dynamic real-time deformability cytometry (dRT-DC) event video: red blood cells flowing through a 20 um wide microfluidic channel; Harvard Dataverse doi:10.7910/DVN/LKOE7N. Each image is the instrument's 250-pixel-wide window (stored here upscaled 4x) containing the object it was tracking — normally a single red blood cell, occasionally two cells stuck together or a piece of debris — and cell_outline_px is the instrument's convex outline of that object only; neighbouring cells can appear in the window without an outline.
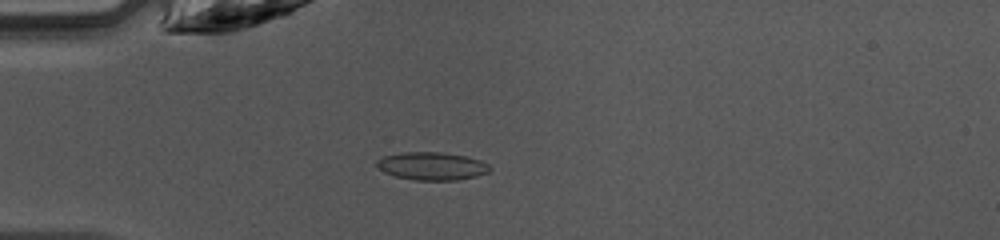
{"species": "common noctule bat (a hibernating species)", "species_latin": "Nyctalus noctula", "temperature_condition": "warm", "stored_images_in_passage": 47, "camera_frame_rate_fps": 3000, "um_per_image_px": 0.085, "animal": {"sex": "female", "body_mass_g": 10.0, "forearm_length_mm": 53.1}, "frame": {"image": 1, "passage_image": 13, "time_ms": 4.0, "image_size_px": [1000, 240], "cell_outline_px": [[492, 168], [488, 172], [476, 176], [456, 180], [416, 180], [396, 176], [384, 172], [376, 164], [376, 160], [384, 156], [404, 152], [440, 152], [468, 156], [480, 160], [488, 164]], "centroid_in_image_um": [36.74, 14.11], "position_along_channel_um": 48.3, "area_um2": 18.32}}
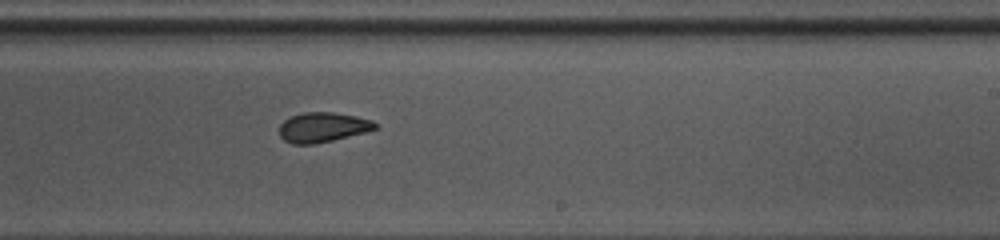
{"frame": {"image": 2, "passage_image": 29, "time_ms": 9.333, "image_size_px": [1000, 240], "cell_outline_px": [[380, 124], [376, 128], [364, 132], [332, 140], [312, 144], [292, 144], [284, 140], [280, 136], [280, 124], [284, 120], [292, 116], [304, 112], [332, 112], [356, 116], [372, 120]], "centroid_in_image_um": [27.43, 10.81], "position_along_channel_um": 261.6, "area_um2": 16.53}}
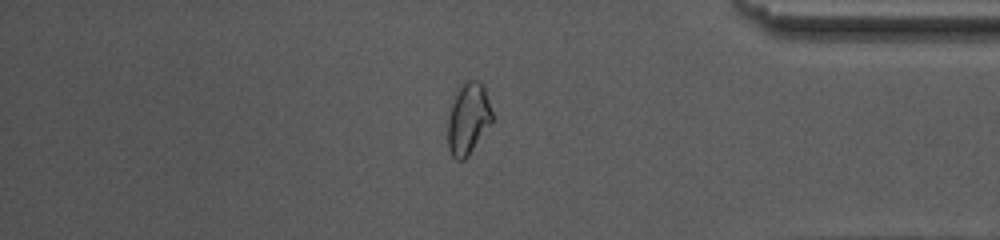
{"frame": {"image": 3, "passage_image": 40, "time_ms": 13.0, "image_size_px": [1000, 240], "cell_outline_px": [[492, 124], [468, 156], [464, 160], [456, 160], [452, 156], [448, 148], [448, 116], [456, 88], [460, 80], [480, 80], [484, 84], [492, 112]], "centroid_in_image_um": [39.79, 10.03], "position_along_channel_um": 395.4, "area_um2": 19.13}, "authors_computed_cell_mechanics": {"area_um2": 17.3978, "velocity_mm_per_s": 4.2282, "shape_relaxation_time_tau1_ms": 4.0516, "shape_relaxation_time_tau2_ms": 1.5943, "deformation_change_tau1": 0.1478, "deformation_change_tau2": 0.0735}}